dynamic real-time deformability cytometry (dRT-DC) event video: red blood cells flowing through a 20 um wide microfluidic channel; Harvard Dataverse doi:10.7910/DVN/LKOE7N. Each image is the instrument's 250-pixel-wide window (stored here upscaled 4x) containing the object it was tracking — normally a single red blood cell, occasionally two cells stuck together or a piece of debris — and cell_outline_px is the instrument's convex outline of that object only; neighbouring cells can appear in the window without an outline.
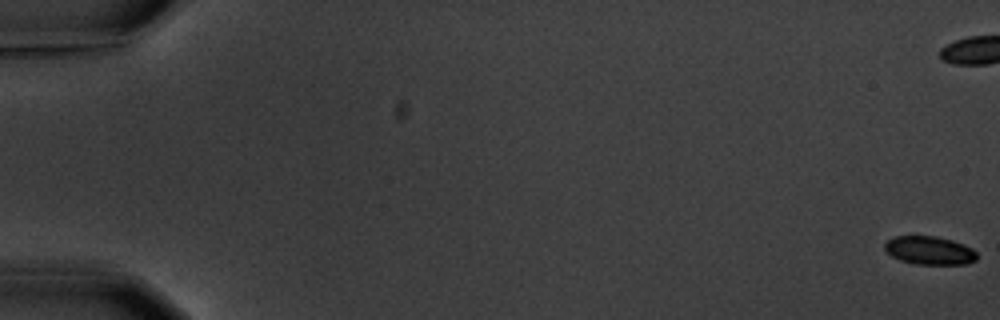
{"species": "common noctule bat (a hibernating species)", "species_latin": "Nyctalus noctula", "temperature_condition": "warm", "stored_images_in_passage": 4, "camera_frame_rate_fps": 3000, "um_per_image_px": 0.085, "animal": {"sex": "male", "body_mass_g": 20.1, "forearm_length_mm": 53.5}, "frame": {"image": 1, "passage_image": 1, "time_ms": 0.0, "image_size_px": [1000, 320], "cell_outline_px": [[976, 260], [968, 264], [916, 264], [900, 260], [892, 256], [884, 248], [884, 244], [888, 240], [896, 236], [936, 236], [952, 240], [964, 244], [972, 248], [976, 252]], "centroid_in_image_um": [79.03, 21.29], "position_along_channel_um": 6.0, "area_um2": 15.2}}